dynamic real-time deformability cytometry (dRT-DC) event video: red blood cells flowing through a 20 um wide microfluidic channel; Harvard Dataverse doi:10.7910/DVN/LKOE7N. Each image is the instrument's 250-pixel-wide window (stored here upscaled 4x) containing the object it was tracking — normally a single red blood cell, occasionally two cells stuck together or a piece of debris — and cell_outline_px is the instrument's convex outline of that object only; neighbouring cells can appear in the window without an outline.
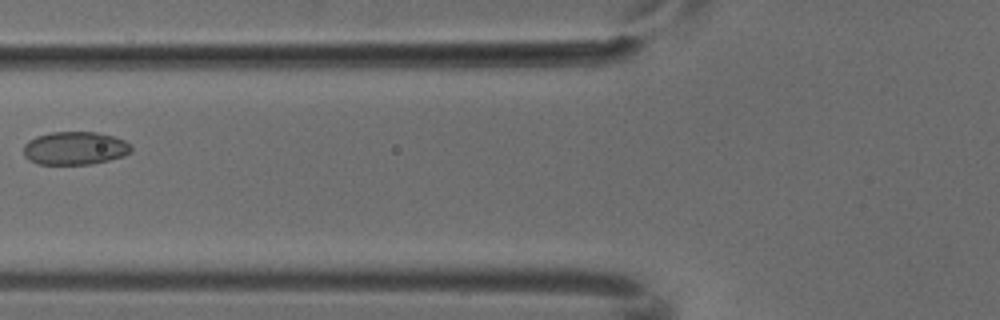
{"species": "common noctule bat (a hibernating species)", "species_latin": "Nyctalus noctula", "temperature_condition": "cold", "stored_images_in_passage": 3, "camera_frame_rate_fps": 3000, "um_per_image_px": 0.085, "animal": {"sex": "male", "body_mass_g": 18.8}, "frame": {"image": 1, "passage_image": 2, "time_ms": 0.333, "image_size_px": [1000, 320], "cell_outline_px": [[132, 152], [124, 156], [92, 164], [40, 164], [28, 160], [24, 156], [24, 144], [28, 140], [36, 136], [52, 132], [96, 132], [112, 136], [124, 140], [132, 144]], "centroid_in_image_um": [6.38, 12.6], "position_along_channel_um": 119.4, "area_um2": 20.92}}
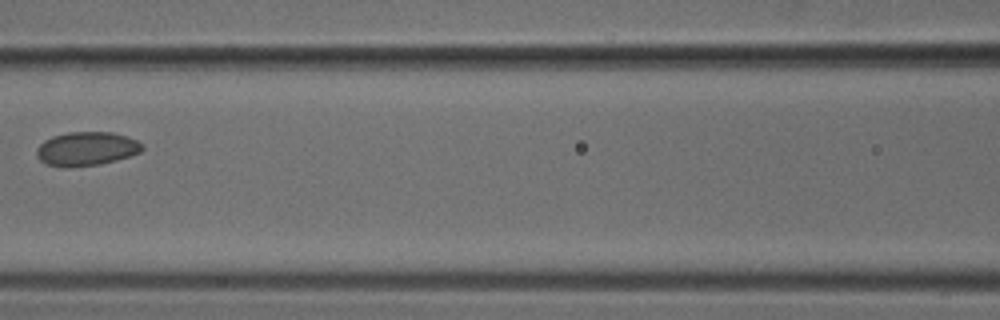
{"frame": {"image": 2, "passage_image": 3, "time_ms": 0.667, "image_size_px": [1000, 320], "cell_outline_px": [[144, 148], [140, 152], [132, 156], [100, 164], [48, 164], [40, 160], [36, 156], [36, 148], [44, 140], [52, 136], [68, 132], [112, 132], [128, 136], [144, 144]], "centroid_in_image_um": [7.41, 12.59], "position_along_channel_um": 159.2, "area_um2": 20.35}}